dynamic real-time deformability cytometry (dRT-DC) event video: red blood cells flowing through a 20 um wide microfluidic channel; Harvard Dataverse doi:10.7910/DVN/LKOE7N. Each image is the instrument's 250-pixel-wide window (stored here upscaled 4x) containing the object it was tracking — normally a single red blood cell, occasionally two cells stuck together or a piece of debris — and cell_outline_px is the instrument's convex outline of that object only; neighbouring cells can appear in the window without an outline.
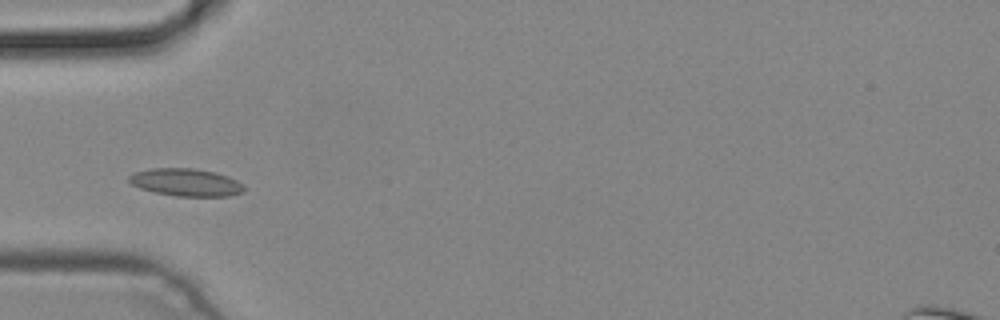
{"species": "common noctule bat (a hibernating species)", "species_latin": "Nyctalus noctula", "temperature_condition": "cold", "stored_images_in_passage": 5, "camera_frame_rate_fps": 3000, "um_per_image_px": 0.085, "animal": {"sex": "male", "body_mass_g": 19.2, "forearm_length_mm": 51.8}, "frame": {"image": 1, "passage_image": 4, "time_ms": 1.0, "image_size_px": [1000, 320], "cell_outline_px": [[244, 192], [228, 196], [176, 196], [156, 192], [140, 188], [132, 184], [128, 180], [128, 176], [136, 172], [152, 168], [192, 168], [216, 172], [228, 176], [236, 180], [244, 188]], "centroid_in_image_um": [15.8, 15.49], "position_along_channel_um": 69.2, "area_um2": 18.32}}
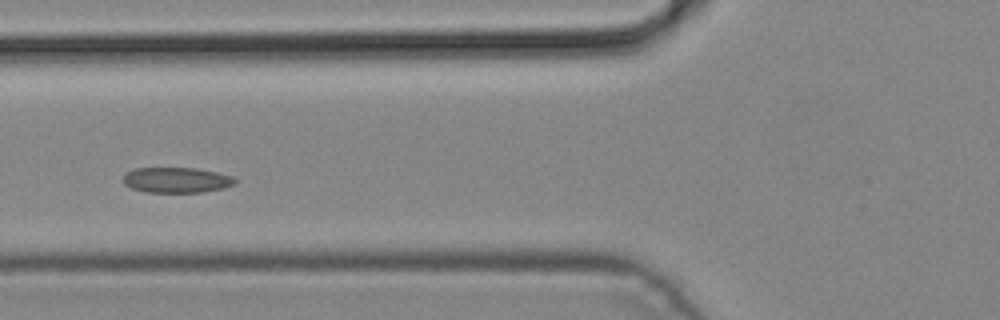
{"frame": {"image": 2, "passage_image": 5, "time_ms": 1.333, "image_size_px": [1000, 320], "cell_outline_px": [[236, 184], [224, 188], [204, 192], [144, 192], [132, 188], [124, 184], [124, 176], [132, 168], [196, 168], [216, 172], [232, 176], [236, 180]], "centroid_in_image_um": [15.02, 15.3], "position_along_channel_um": 110.8, "area_um2": 16.59}}